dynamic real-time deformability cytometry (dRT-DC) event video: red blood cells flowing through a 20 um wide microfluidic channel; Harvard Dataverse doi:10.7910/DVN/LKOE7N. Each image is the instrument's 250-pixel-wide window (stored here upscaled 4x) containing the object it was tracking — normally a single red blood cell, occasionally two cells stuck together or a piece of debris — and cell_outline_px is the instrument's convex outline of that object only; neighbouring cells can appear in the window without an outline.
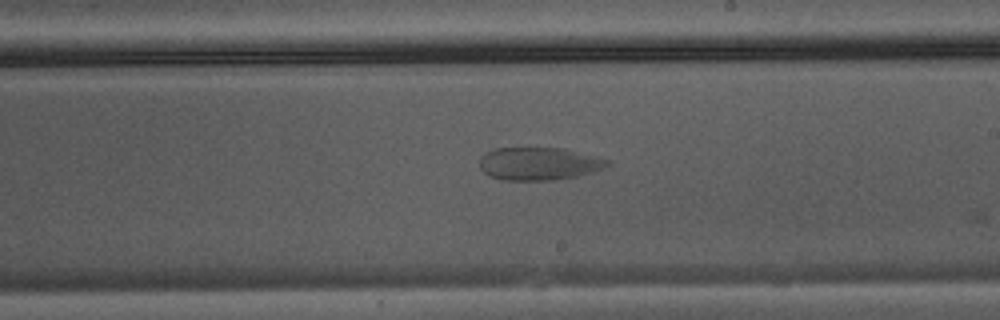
{"species": "Egyptian fruit bat (a non-hibernating species)", "species_latin": "Rousettus aegyptiacus", "temperature_condition": "warm", "stored_images_in_passage": 24, "camera_frame_rate_fps": 3000, "um_per_image_px": 0.085, "animal": {"sex": "male"}, "frame": {"image": 1, "passage_image": 23, "time_ms": 7.333, "image_size_px": [1000, 320], "cell_outline_px": [[612, 160], [604, 168], [592, 172], [576, 176], [556, 180], [504, 180], [488, 176], [480, 168], [480, 156], [484, 152], [496, 148], [564, 148]], "centroid_in_image_um": [45.79, 13.91], "position_along_channel_um": 243.2, "area_um2": 24.62}}